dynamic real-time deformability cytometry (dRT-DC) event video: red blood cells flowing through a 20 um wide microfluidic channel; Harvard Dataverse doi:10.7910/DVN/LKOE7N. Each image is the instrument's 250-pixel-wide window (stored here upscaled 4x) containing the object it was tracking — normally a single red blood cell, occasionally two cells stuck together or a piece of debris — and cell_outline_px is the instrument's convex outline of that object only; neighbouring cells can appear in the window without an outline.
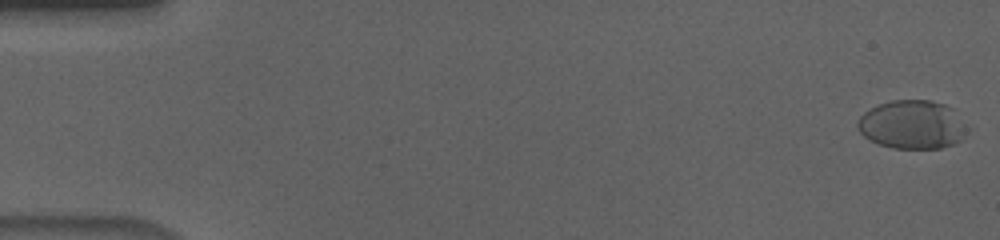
{"species": "human", "species_latin": "Homo sapiens", "temperature_condition": "cold", "stored_images_in_passage": 58, "camera_frame_rate_fps": 3000, "um_per_image_px": 0.085, "donor": {"sex": "male"}, "frame": {"image": 1, "passage_image": 2, "time_ms": 0.333, "image_size_px": [1000, 240], "cell_outline_px": [[968, 128], [960, 140], [952, 144], [940, 148], [892, 148], [876, 144], [868, 140], [860, 132], [856, 124], [860, 116], [864, 112], [880, 104], [892, 100], [932, 100], [944, 104], [952, 108]], "centroid_in_image_um": [77.51, 10.59], "position_along_channel_um": 7.5, "area_um2": 30.98}}
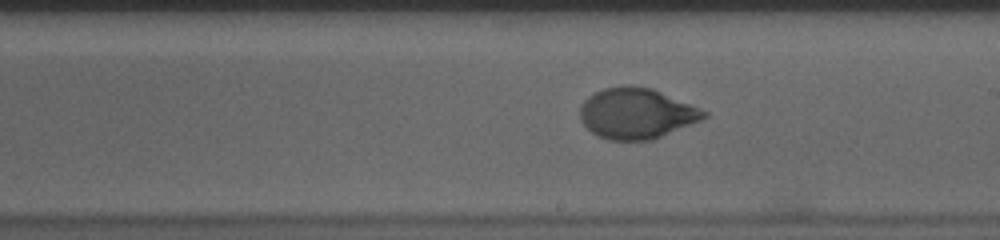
{"frame": {"image": 2, "passage_image": 34, "time_ms": 11.0, "image_size_px": [1000, 240], "cell_outline_px": [[708, 116], [700, 120], [652, 140], [608, 140], [596, 136], [580, 120], [580, 104], [588, 96], [604, 88], [624, 84], [632, 84], [652, 88], [700, 108], [708, 112]], "centroid_in_image_um": [54.07, 9.62], "position_along_channel_um": 234.9, "area_um2": 36.7}}
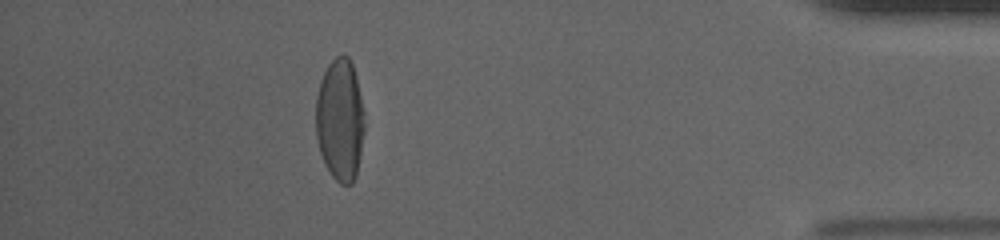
{"frame": {"image": 3, "passage_image": 52, "time_ms": 17.0, "image_size_px": [1000, 240], "cell_outline_px": [[364, 132], [356, 176], [352, 184], [340, 184], [332, 176], [324, 164], [320, 152], [316, 136], [316, 96], [320, 80], [328, 64], [336, 56], [348, 56], [352, 64], [356, 76], [364, 112]], "centroid_in_image_um": [28.9, 10.2], "position_along_channel_um": 406.3, "area_um2": 34.8}, "authors_computed_cell_mechanics": {"area_um2": 35.7493, "velocity_mm_per_s": 3.6424, "shape_relaxation_time_tau1_ms": 4.316, "shape_relaxation_time_tau2_ms": null, "deformation_change_tau1": 0.197, "deformation_change_tau2": null}}